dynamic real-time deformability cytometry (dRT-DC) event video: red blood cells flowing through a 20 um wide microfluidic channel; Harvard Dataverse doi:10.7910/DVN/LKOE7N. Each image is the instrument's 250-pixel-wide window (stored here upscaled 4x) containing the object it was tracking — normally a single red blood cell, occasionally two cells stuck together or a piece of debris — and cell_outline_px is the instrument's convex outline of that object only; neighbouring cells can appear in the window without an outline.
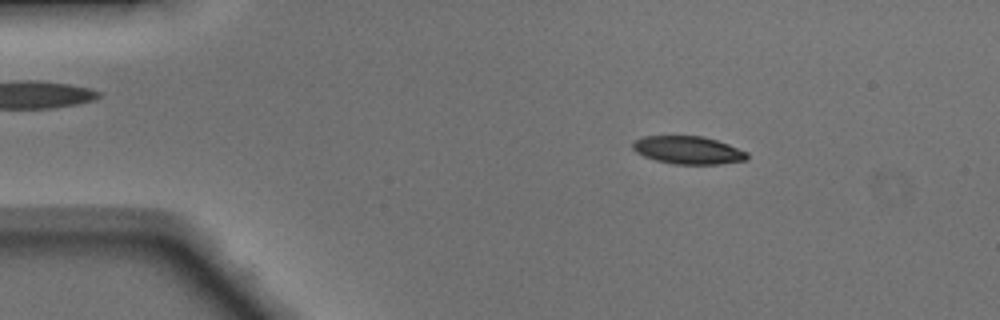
{"species": "Egyptian fruit bat (a non-hibernating species)", "species_latin": "Rousettus aegyptiacus", "temperature_condition": "warm", "stored_images_in_passage": 47, "camera_frame_rate_fps": 3000, "um_per_image_px": 0.085, "animal": {"sex": "male"}, "frame": {"image": 1, "passage_image": 6, "time_ms": 1.667, "image_size_px": [1000, 320], "cell_outline_px": [[748, 156], [744, 160], [720, 164], [672, 164], [656, 160], [644, 156], [636, 152], [632, 148], [632, 144], [636, 140], [644, 136], [704, 136], [728, 144], [748, 152]], "centroid_in_image_um": [58.48, 12.76], "position_along_channel_um": 26.5, "area_um2": 18.5}}
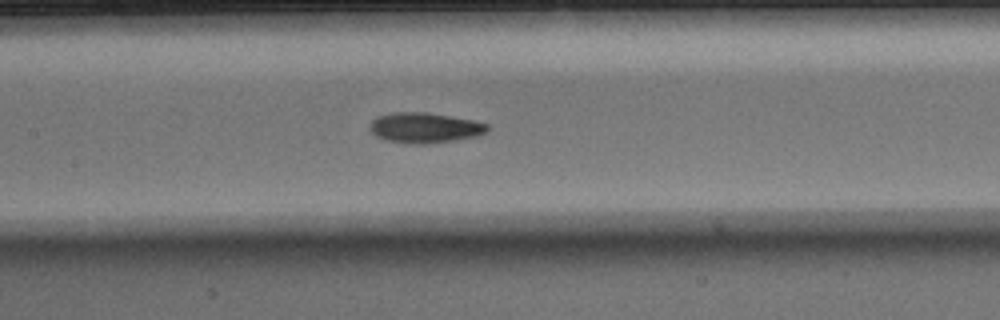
{"frame": {"image": 2, "passage_image": 21, "time_ms": 6.667, "image_size_px": [1000, 320], "cell_outline_px": [[488, 132], [476, 136], [456, 140], [428, 144], [404, 144], [384, 140], [376, 136], [368, 128], [368, 124], [376, 116], [392, 112], [428, 112], [472, 120], [488, 124]], "centroid_in_image_um": [36.05, 10.87], "position_along_channel_um": 171.4, "area_um2": 21.15}}
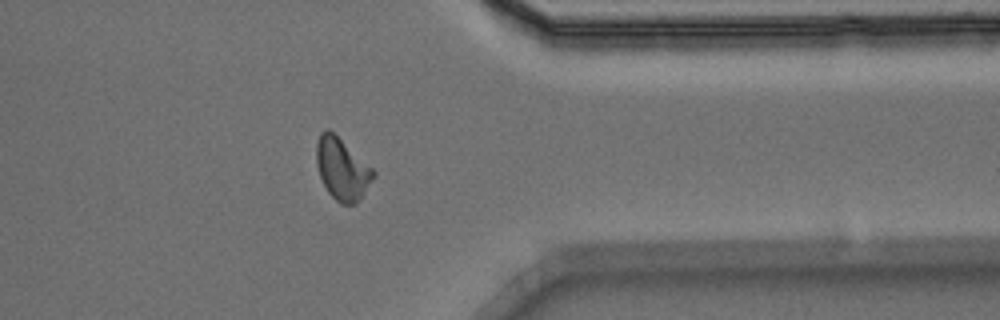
{"frame": {"image": 3, "passage_image": 37, "time_ms": 12.0, "image_size_px": [1000, 320], "cell_outline_px": [[376, 176], [356, 204], [340, 204], [328, 192], [320, 176], [316, 164], [316, 144], [320, 132], [324, 128], [328, 128], [372, 168], [376, 172]], "centroid_in_image_um": [29.06, 14.36], "position_along_channel_um": 382.3, "area_um2": 20.35}, "authors_computed_cell_mechanics": {"area_um2": 19.652, "velocity_mm_per_s": 4.1487, "shape_relaxation_time_tau1_ms": 4.9253, "shape_relaxation_time_tau2_ms": 2.841, "deformation_change_tau1": 0.1825, "deformation_change_tau2": 0.1008}}